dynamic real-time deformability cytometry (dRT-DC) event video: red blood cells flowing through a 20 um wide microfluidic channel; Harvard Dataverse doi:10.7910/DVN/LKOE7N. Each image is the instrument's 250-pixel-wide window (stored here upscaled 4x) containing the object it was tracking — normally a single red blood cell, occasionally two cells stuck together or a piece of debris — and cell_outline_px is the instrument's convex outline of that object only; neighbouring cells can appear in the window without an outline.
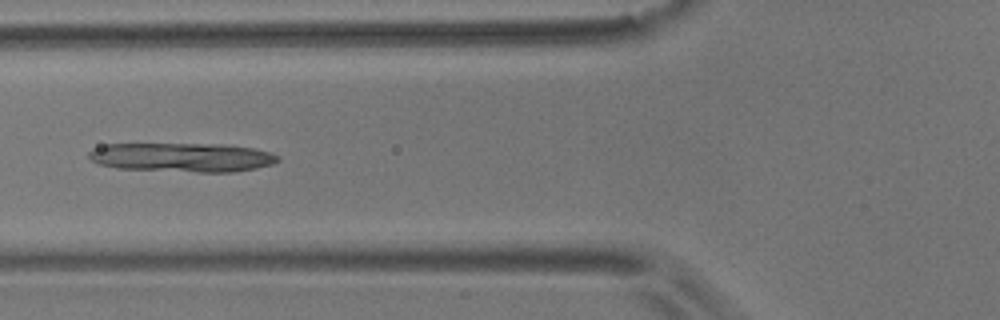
{"species": "common noctule bat (a hibernating species)", "species_latin": "Nyctalus noctula", "temperature_condition": "room temperature", "stored_images_in_passage": 5, "camera_frame_rate_fps": 3000, "um_per_image_px": 0.085, "animal": {"sex": "male", "body_mass_g": 17.9}, "frame": {"image": 1, "passage_image": 5, "time_ms": 5.667, "image_size_px": [1000, 320], "cell_outline_px": [[280, 160], [272, 164], [256, 168], [232, 172], [196, 172], [116, 168], [100, 164], [92, 160], [88, 156], [88, 152], [92, 148], [104, 144], [224, 144], [256, 148], [280, 156]], "centroid_in_image_um": [15.49, 13.37], "position_along_channel_um": 110.3, "area_um2": 32.19}}